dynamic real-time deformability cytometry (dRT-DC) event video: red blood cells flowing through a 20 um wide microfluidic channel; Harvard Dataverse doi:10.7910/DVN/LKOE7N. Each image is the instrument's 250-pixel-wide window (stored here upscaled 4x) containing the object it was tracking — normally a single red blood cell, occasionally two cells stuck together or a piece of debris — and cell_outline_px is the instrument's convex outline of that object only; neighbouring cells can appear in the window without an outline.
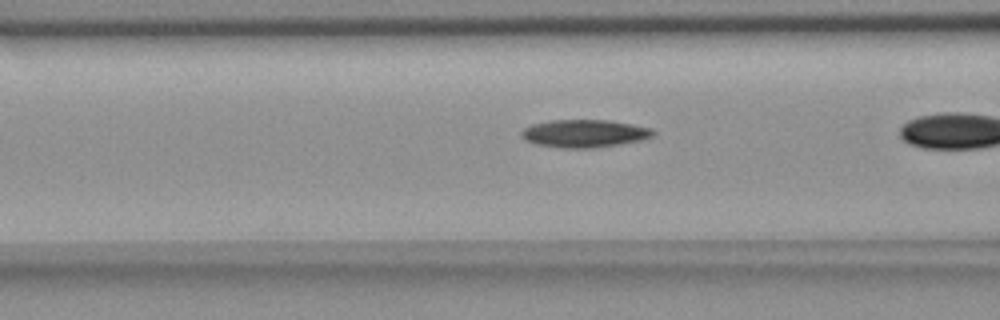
{"species": "common noctule bat (a hibernating species)", "species_latin": "Nyctalus noctula", "temperature_condition": "room temperature", "stored_images_in_passage": 23, "camera_frame_rate_fps": 3000, "um_per_image_px": 0.085, "animal": {"sex": "female", "body_mass_g": 18.4}, "frame": {"image": 1, "passage_image": 10, "time_ms": 3.0, "image_size_px": [1000, 320], "cell_outline_px": [[656, 132], [652, 136], [640, 140], [620, 144], [596, 148], [560, 148], [536, 144], [520, 136], [520, 132], [524, 128], [532, 124], [548, 120], [608, 120], [632, 124], [652, 128]], "centroid_in_image_um": [49.67, 11.34], "position_along_channel_um": 116.9, "area_um2": 21.39}}
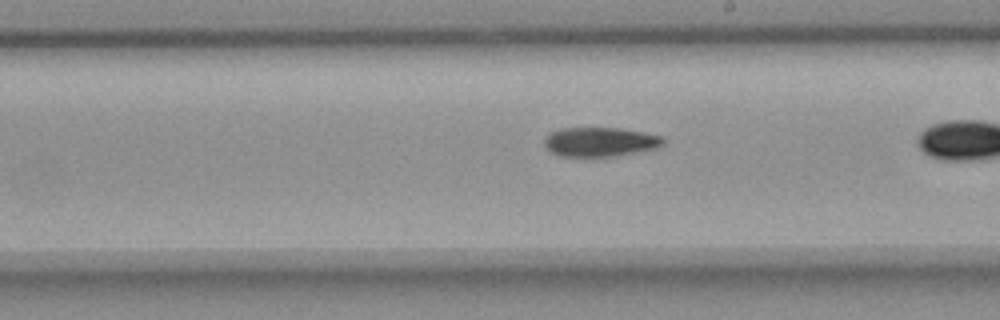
{"frame": {"image": 2, "passage_image": 20, "time_ms": 6.333, "image_size_px": [1000, 320], "cell_outline_px": [[664, 144], [656, 148], [616, 156], [560, 156], [552, 152], [544, 144], [544, 140], [548, 132], [560, 128], [620, 128], [644, 132], [664, 136]], "centroid_in_image_um": [51.01, 12.05], "position_along_channel_um": 238.0, "area_um2": 20.35}}